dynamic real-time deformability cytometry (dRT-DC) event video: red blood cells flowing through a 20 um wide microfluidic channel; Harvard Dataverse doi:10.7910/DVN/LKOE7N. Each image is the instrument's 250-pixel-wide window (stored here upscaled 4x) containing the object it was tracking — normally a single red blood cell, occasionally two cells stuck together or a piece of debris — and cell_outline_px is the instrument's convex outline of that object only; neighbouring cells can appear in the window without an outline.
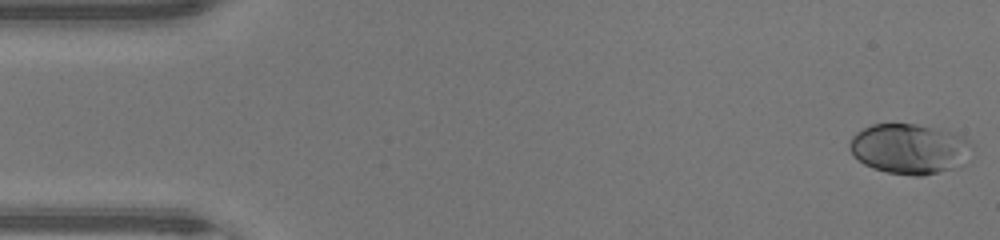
{"species": "human", "species_latin": "Homo sapiens", "temperature_condition": "warm", "stored_images_in_passage": 47, "camera_frame_rate_fps": 3000, "um_per_image_px": 0.085, "donor": {"sex": "male"}, "frame": {"image": 1, "passage_image": 1, "time_ms": 0.0, "image_size_px": [1000, 240], "cell_outline_px": [[972, 148], [964, 164], [956, 168], [924, 176], [912, 176], [888, 172], [872, 168], [864, 164], [852, 156], [848, 148], [848, 144], [852, 136], [856, 132], [872, 124], [916, 124], [940, 128], [964, 136], [972, 144]], "centroid_in_image_um": [77.3, 12.65], "position_along_channel_um": 7.7, "area_um2": 36.36}}
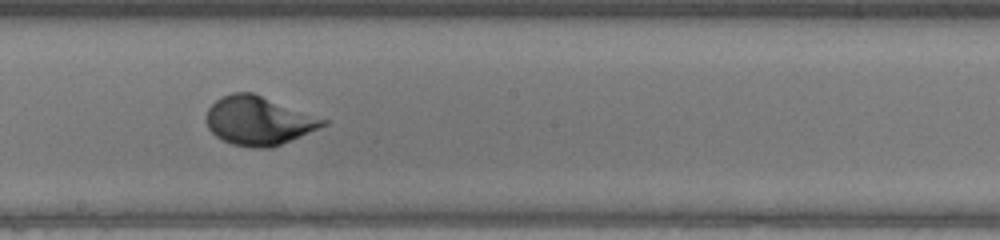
{"frame": {"image": 2, "passage_image": 26, "time_ms": 8.333, "image_size_px": [1000, 240], "cell_outline_px": [[328, 124], [272, 148], [252, 148], [232, 144], [216, 136], [208, 128], [208, 108], [216, 100], [232, 92], [252, 92], [328, 120]], "centroid_in_image_um": [21.99, 10.27], "position_along_channel_um": 226.2, "area_um2": 32.71}}
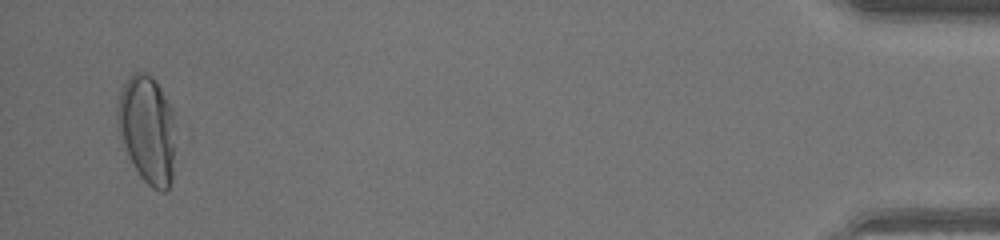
{"frame": {"image": 3, "passage_image": 46, "time_ms": 15.0, "image_size_px": [1000, 240], "cell_outline_px": [[172, 180], [168, 188], [164, 192], [160, 192], [152, 188], [140, 176], [120, 144], [116, 124], [116, 104], [120, 88], [128, 76], [136, 72], [144, 72], [152, 76], [160, 88], [172, 112]], "centroid_in_image_um": [12.42, 10.99], "position_along_channel_um": 422.8, "area_um2": 36.47}, "authors_computed_cell_mechanics": {"area_um2": 32.368, "velocity_mm_per_s": 4.3281, "shape_relaxation_time_tau1_ms": 3.3711, "shape_relaxation_time_tau2_ms": null, "deformation_change_tau1": 0.1955, "deformation_change_tau2": null}}